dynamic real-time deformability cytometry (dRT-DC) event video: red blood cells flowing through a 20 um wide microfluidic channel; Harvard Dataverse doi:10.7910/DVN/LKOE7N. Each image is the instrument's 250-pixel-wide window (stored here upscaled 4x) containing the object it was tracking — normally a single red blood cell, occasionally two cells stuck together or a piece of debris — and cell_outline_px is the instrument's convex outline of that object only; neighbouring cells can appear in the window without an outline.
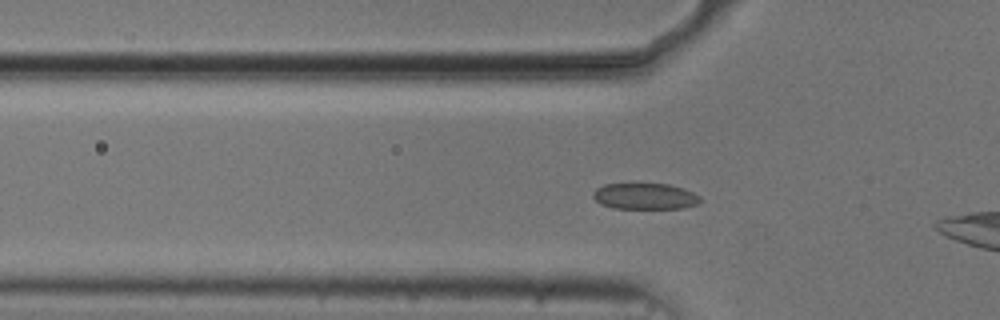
{"species": "common noctule bat (a hibernating species)", "species_latin": "Nyctalus noctula", "temperature_condition": "cold", "stored_images_in_passage": 12, "camera_frame_rate_fps": 3000, "um_per_image_px": 0.085, "animal": {"sex": "male", "body_mass_g": 20.5, "forearm_length_mm": 52.5}, "frame": {"image": 1, "passage_image": 9, "time_ms": 2.667, "image_size_px": [1000, 320], "cell_outline_px": [[700, 200], [696, 204], [684, 208], [612, 208], [600, 204], [592, 196], [592, 192], [596, 188], [604, 184], [668, 184], [684, 188], [700, 196]], "centroid_in_image_um": [54.79, 16.68], "position_along_channel_um": 71.0, "area_um2": 16.3}}